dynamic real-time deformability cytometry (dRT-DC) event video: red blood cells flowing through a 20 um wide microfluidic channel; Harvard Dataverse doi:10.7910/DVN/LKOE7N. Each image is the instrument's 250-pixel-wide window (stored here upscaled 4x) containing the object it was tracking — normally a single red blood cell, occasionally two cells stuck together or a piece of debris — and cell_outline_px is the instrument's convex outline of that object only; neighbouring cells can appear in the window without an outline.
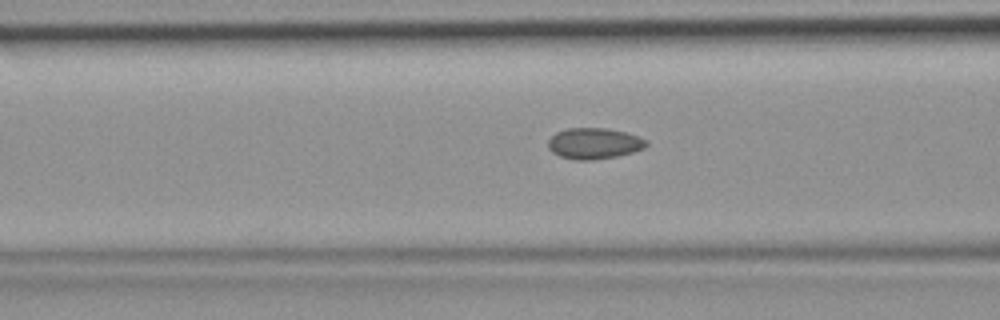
{"species": "common noctule bat (a hibernating species)", "species_latin": "Nyctalus noctula", "temperature_condition": "room temperature", "stored_images_in_passage": 32, "camera_frame_rate_fps": 3000, "um_per_image_px": 0.085, "animal": {"sex": "female", "body_mass_g": 19.9}, "frame": {"image": 1, "passage_image": 9, "time_ms": 2.667, "image_size_px": [1000, 320], "cell_outline_px": [[648, 144], [644, 148], [632, 152], [616, 156], [592, 160], [572, 160], [560, 156], [552, 152], [548, 148], [548, 140], [556, 132], [568, 128], [608, 128], [624, 132], [648, 140]], "centroid_in_image_um": [50.47, 12.19], "position_along_channel_um": 116.1, "area_um2": 17.74}}
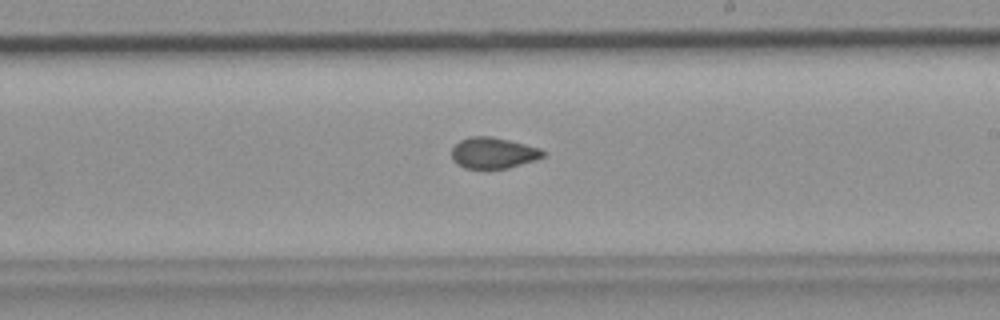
{"frame": {"image": 2, "passage_image": 18, "time_ms": 5.667, "image_size_px": [1000, 320], "cell_outline_px": [[544, 156], [536, 160], [508, 168], [464, 168], [456, 164], [452, 160], [452, 148], [460, 140], [468, 136], [492, 136], [540, 148], [544, 152]], "centroid_in_image_um": [41.9, 13.0], "position_along_channel_um": 247.1, "area_um2": 16.53}}
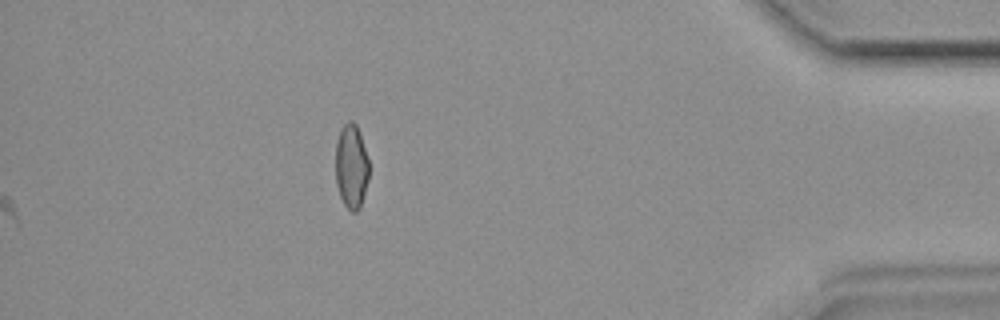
{"frame": {"image": 3, "passage_image": 32, "time_ms": 10.333, "image_size_px": [1000, 320], "cell_outline_px": [[368, 180], [360, 208], [356, 212], [352, 212], [344, 204], [340, 196], [336, 184], [336, 140], [340, 128], [348, 120], [352, 120], [356, 124], [360, 132], [368, 160]], "centroid_in_image_um": [29.85, 14.11], "position_along_channel_um": 405.3, "area_um2": 16.53}}